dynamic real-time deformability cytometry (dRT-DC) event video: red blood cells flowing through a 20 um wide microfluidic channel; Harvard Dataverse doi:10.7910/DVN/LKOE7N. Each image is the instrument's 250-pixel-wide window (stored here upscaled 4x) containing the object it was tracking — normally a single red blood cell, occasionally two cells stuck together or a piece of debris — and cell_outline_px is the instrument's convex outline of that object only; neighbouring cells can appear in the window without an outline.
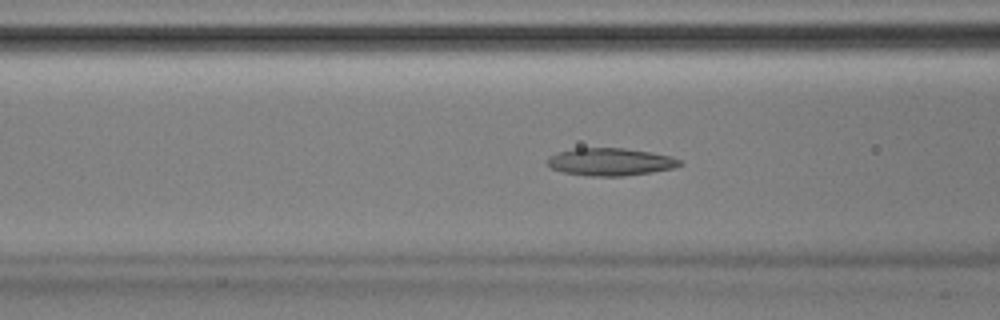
{"species": "Egyptian fruit bat (a non-hibernating species)", "species_latin": "Rousettus aegyptiacus", "temperature_condition": "room temperature", "stored_images_in_passage": 38, "camera_frame_rate_fps": 3000, "um_per_image_px": 0.085, "animal": {"sex": "male"}, "frame": {"image": 1, "passage_image": 6, "time_ms": 1.667, "image_size_px": [1000, 320], "cell_outline_px": [[684, 164], [672, 168], [652, 172], [624, 176], [588, 176], [564, 172], [552, 168], [544, 164], [544, 160], [548, 156], [556, 152], [576, 148], [624, 148], [652, 152], [672, 156], [680, 160]], "centroid_in_image_um": [51.84, 13.75], "position_along_channel_um": 114.8, "area_um2": 21.56}}
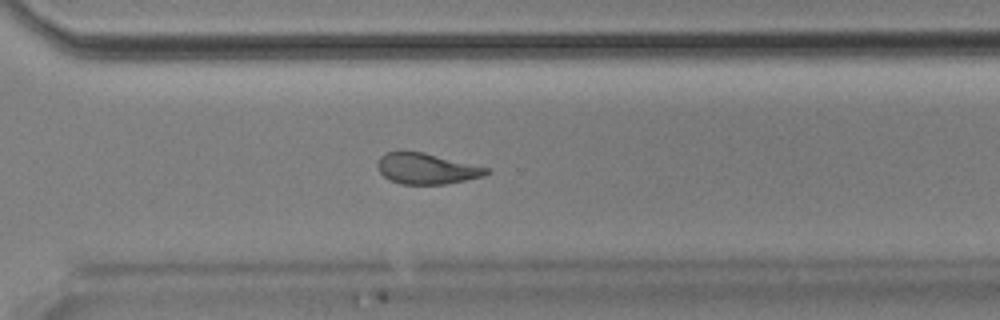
{"frame": {"image": 2, "passage_image": 23, "time_ms": 7.333, "image_size_px": [1000, 320], "cell_outline_px": [[488, 172], [484, 176], [444, 184], [400, 184], [384, 176], [376, 168], [376, 164], [380, 156], [384, 152], [424, 152], [488, 168]], "centroid_in_image_um": [36.2, 14.33], "position_along_channel_um": 334.4, "area_um2": 19.31}}
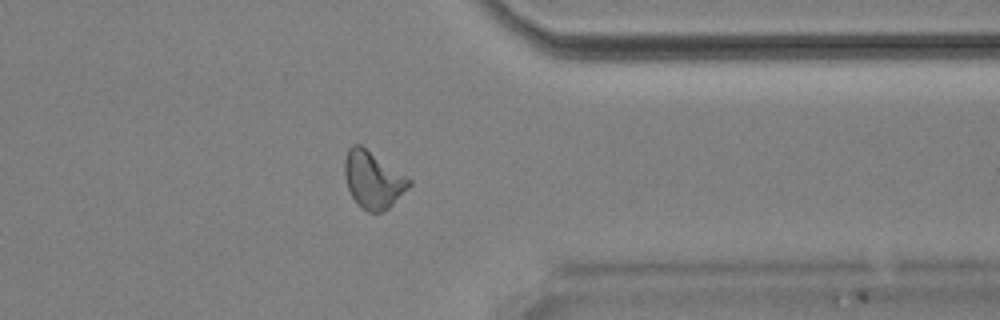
{"frame": {"image": 3, "passage_image": 27, "time_ms": 8.667, "image_size_px": [1000, 320], "cell_outline_px": [[412, 184], [388, 208], [380, 212], [368, 212], [360, 208], [356, 204], [348, 188], [344, 176], [344, 160], [348, 148], [352, 144], [360, 144], [408, 176], [412, 180]], "centroid_in_image_um": [31.69, 15.27], "position_along_channel_um": 379.7, "area_um2": 21.56}, "authors_computed_cell_mechanics": {"area_um2": 20.6635, "velocity_mm_per_s": 3.8829, "shape_relaxation_time_tau1_ms": 7.8649, "shape_relaxation_time_tau2_ms": 2.6965, "deformation_change_tau1": 0.19, "deformation_change_tau2": 0.1077}}